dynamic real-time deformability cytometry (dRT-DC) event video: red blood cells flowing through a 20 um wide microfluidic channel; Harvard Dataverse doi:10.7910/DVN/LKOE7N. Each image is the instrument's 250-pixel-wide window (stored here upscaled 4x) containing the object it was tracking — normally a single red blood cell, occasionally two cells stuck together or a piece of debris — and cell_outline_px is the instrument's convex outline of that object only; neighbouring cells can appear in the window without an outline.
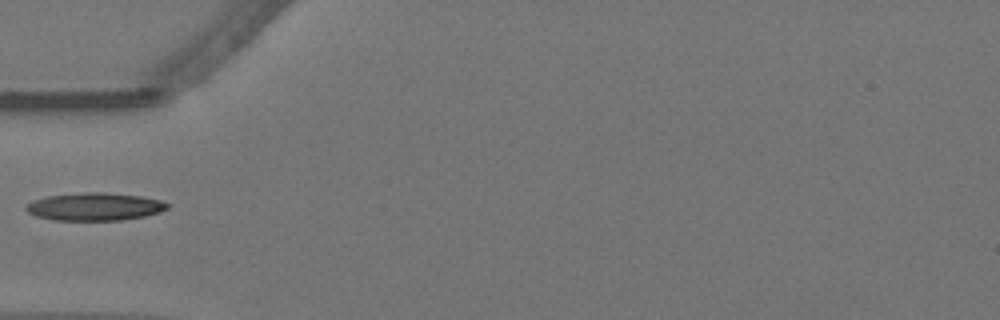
{"species": "Egyptian fruit bat (a non-hibernating species)", "species_latin": "Rousettus aegyptiacus", "temperature_condition": "warm", "stored_images_in_passage": 30, "camera_frame_rate_fps": 3000, "um_per_image_px": 0.085, "animal": {"sex": "female"}, "frame": {"image": 1, "passage_image": 1, "time_ms": 0.0, "image_size_px": [1000, 320], "cell_outline_px": [[168, 208], [160, 212], [144, 216], [120, 220], [56, 220], [36, 216], [28, 212], [24, 208], [28, 204], [36, 200], [48, 196], [80, 192], [104, 192], [140, 196], [160, 200], [168, 204]], "centroid_in_image_um": [8.06, 17.56], "position_along_channel_um": 76.9, "area_um2": 22.66}}